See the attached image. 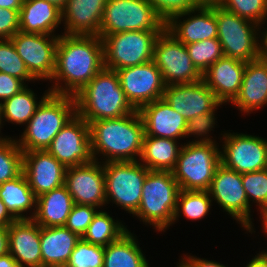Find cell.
Returning a JSON list of instances; mask_svg holds the SVG:
<instances>
[{
  "instance_id": "6da1fadb",
  "label": "cell",
  "mask_w": 267,
  "mask_h": 267,
  "mask_svg": "<svg viewBox=\"0 0 267 267\" xmlns=\"http://www.w3.org/2000/svg\"><path fill=\"white\" fill-rule=\"evenodd\" d=\"M104 68L102 39L97 35L59 34L51 93L75 96ZM65 84V85H64Z\"/></svg>"
},
{
  "instance_id": "7a4b0ae2",
  "label": "cell",
  "mask_w": 267,
  "mask_h": 267,
  "mask_svg": "<svg viewBox=\"0 0 267 267\" xmlns=\"http://www.w3.org/2000/svg\"><path fill=\"white\" fill-rule=\"evenodd\" d=\"M89 129L93 160H102L100 155L105 160L102 163L139 161L145 131L138 110L121 118L90 122Z\"/></svg>"
},
{
  "instance_id": "3957f363",
  "label": "cell",
  "mask_w": 267,
  "mask_h": 267,
  "mask_svg": "<svg viewBox=\"0 0 267 267\" xmlns=\"http://www.w3.org/2000/svg\"><path fill=\"white\" fill-rule=\"evenodd\" d=\"M77 115L88 123L124 117L136 110L127 100L116 71L103 68L75 96Z\"/></svg>"
},
{
  "instance_id": "277c9868",
  "label": "cell",
  "mask_w": 267,
  "mask_h": 267,
  "mask_svg": "<svg viewBox=\"0 0 267 267\" xmlns=\"http://www.w3.org/2000/svg\"><path fill=\"white\" fill-rule=\"evenodd\" d=\"M76 114L74 96L50 93L38 106L19 139L15 140L23 152L44 151Z\"/></svg>"
},
{
  "instance_id": "5b68a950",
  "label": "cell",
  "mask_w": 267,
  "mask_h": 267,
  "mask_svg": "<svg viewBox=\"0 0 267 267\" xmlns=\"http://www.w3.org/2000/svg\"><path fill=\"white\" fill-rule=\"evenodd\" d=\"M179 192L172 172L150 170L143 183L139 208L132 216L165 232L172 226Z\"/></svg>"
},
{
  "instance_id": "8992f818",
  "label": "cell",
  "mask_w": 267,
  "mask_h": 267,
  "mask_svg": "<svg viewBox=\"0 0 267 267\" xmlns=\"http://www.w3.org/2000/svg\"><path fill=\"white\" fill-rule=\"evenodd\" d=\"M221 164L219 145L184 143L172 173L180 190L208 191Z\"/></svg>"
},
{
  "instance_id": "52a82bcc",
  "label": "cell",
  "mask_w": 267,
  "mask_h": 267,
  "mask_svg": "<svg viewBox=\"0 0 267 267\" xmlns=\"http://www.w3.org/2000/svg\"><path fill=\"white\" fill-rule=\"evenodd\" d=\"M216 20L217 38L225 57L246 63L261 57L262 31L259 25L223 7H216Z\"/></svg>"
},
{
  "instance_id": "ba28073f",
  "label": "cell",
  "mask_w": 267,
  "mask_h": 267,
  "mask_svg": "<svg viewBox=\"0 0 267 267\" xmlns=\"http://www.w3.org/2000/svg\"><path fill=\"white\" fill-rule=\"evenodd\" d=\"M165 22L147 0H107L99 37L125 31H163Z\"/></svg>"
},
{
  "instance_id": "9c48e42d",
  "label": "cell",
  "mask_w": 267,
  "mask_h": 267,
  "mask_svg": "<svg viewBox=\"0 0 267 267\" xmlns=\"http://www.w3.org/2000/svg\"><path fill=\"white\" fill-rule=\"evenodd\" d=\"M106 205L112 202L130 214L140 205L143 183L150 170L139 161L103 162Z\"/></svg>"
},
{
  "instance_id": "30bf717a",
  "label": "cell",
  "mask_w": 267,
  "mask_h": 267,
  "mask_svg": "<svg viewBox=\"0 0 267 267\" xmlns=\"http://www.w3.org/2000/svg\"><path fill=\"white\" fill-rule=\"evenodd\" d=\"M162 31H125L102 38L104 68L119 70L153 60L154 45Z\"/></svg>"
},
{
  "instance_id": "8fae6325",
  "label": "cell",
  "mask_w": 267,
  "mask_h": 267,
  "mask_svg": "<svg viewBox=\"0 0 267 267\" xmlns=\"http://www.w3.org/2000/svg\"><path fill=\"white\" fill-rule=\"evenodd\" d=\"M152 61L162 73L166 86L202 80V74L193 65L185 44L166 29L156 39Z\"/></svg>"
},
{
  "instance_id": "7c38bea8",
  "label": "cell",
  "mask_w": 267,
  "mask_h": 267,
  "mask_svg": "<svg viewBox=\"0 0 267 267\" xmlns=\"http://www.w3.org/2000/svg\"><path fill=\"white\" fill-rule=\"evenodd\" d=\"M209 194L227 212L232 219L249 233L256 232L253 229L251 218V206L243 188L241 174L226 168L222 163L217 167L212 179Z\"/></svg>"
},
{
  "instance_id": "4fadbf2b",
  "label": "cell",
  "mask_w": 267,
  "mask_h": 267,
  "mask_svg": "<svg viewBox=\"0 0 267 267\" xmlns=\"http://www.w3.org/2000/svg\"><path fill=\"white\" fill-rule=\"evenodd\" d=\"M221 163L240 174L267 169V139L244 133H222Z\"/></svg>"
},
{
  "instance_id": "5bb4252c",
  "label": "cell",
  "mask_w": 267,
  "mask_h": 267,
  "mask_svg": "<svg viewBox=\"0 0 267 267\" xmlns=\"http://www.w3.org/2000/svg\"><path fill=\"white\" fill-rule=\"evenodd\" d=\"M59 35L32 34L18 31L11 41L29 73L37 80L51 81L56 66Z\"/></svg>"
},
{
  "instance_id": "9a60e30c",
  "label": "cell",
  "mask_w": 267,
  "mask_h": 267,
  "mask_svg": "<svg viewBox=\"0 0 267 267\" xmlns=\"http://www.w3.org/2000/svg\"><path fill=\"white\" fill-rule=\"evenodd\" d=\"M120 85L135 110L163 98L165 82L153 61L116 70Z\"/></svg>"
},
{
  "instance_id": "2e32d148",
  "label": "cell",
  "mask_w": 267,
  "mask_h": 267,
  "mask_svg": "<svg viewBox=\"0 0 267 267\" xmlns=\"http://www.w3.org/2000/svg\"><path fill=\"white\" fill-rule=\"evenodd\" d=\"M46 151L66 168L91 163L89 123L76 114L58 132Z\"/></svg>"
},
{
  "instance_id": "e0dca14e",
  "label": "cell",
  "mask_w": 267,
  "mask_h": 267,
  "mask_svg": "<svg viewBox=\"0 0 267 267\" xmlns=\"http://www.w3.org/2000/svg\"><path fill=\"white\" fill-rule=\"evenodd\" d=\"M64 185L74 204L97 208L106 204L105 175L100 161L67 168Z\"/></svg>"
},
{
  "instance_id": "ac0fdd59",
  "label": "cell",
  "mask_w": 267,
  "mask_h": 267,
  "mask_svg": "<svg viewBox=\"0 0 267 267\" xmlns=\"http://www.w3.org/2000/svg\"><path fill=\"white\" fill-rule=\"evenodd\" d=\"M66 170L46 150L23 152V173L36 197L64 185Z\"/></svg>"
},
{
  "instance_id": "d6986e66",
  "label": "cell",
  "mask_w": 267,
  "mask_h": 267,
  "mask_svg": "<svg viewBox=\"0 0 267 267\" xmlns=\"http://www.w3.org/2000/svg\"><path fill=\"white\" fill-rule=\"evenodd\" d=\"M163 99L186 121L212 111L220 102L203 80L165 87Z\"/></svg>"
},
{
  "instance_id": "ffe728a7",
  "label": "cell",
  "mask_w": 267,
  "mask_h": 267,
  "mask_svg": "<svg viewBox=\"0 0 267 267\" xmlns=\"http://www.w3.org/2000/svg\"><path fill=\"white\" fill-rule=\"evenodd\" d=\"M165 29L185 45L217 38L216 8H195L173 16Z\"/></svg>"
},
{
  "instance_id": "44dd1931",
  "label": "cell",
  "mask_w": 267,
  "mask_h": 267,
  "mask_svg": "<svg viewBox=\"0 0 267 267\" xmlns=\"http://www.w3.org/2000/svg\"><path fill=\"white\" fill-rule=\"evenodd\" d=\"M245 66L244 61L224 56L202 74V80L220 103H232L240 92Z\"/></svg>"
},
{
  "instance_id": "7402d4cb",
  "label": "cell",
  "mask_w": 267,
  "mask_h": 267,
  "mask_svg": "<svg viewBox=\"0 0 267 267\" xmlns=\"http://www.w3.org/2000/svg\"><path fill=\"white\" fill-rule=\"evenodd\" d=\"M139 113L144 122V135L172 140L185 139L187 121L163 98L144 105Z\"/></svg>"
},
{
  "instance_id": "603a6c76",
  "label": "cell",
  "mask_w": 267,
  "mask_h": 267,
  "mask_svg": "<svg viewBox=\"0 0 267 267\" xmlns=\"http://www.w3.org/2000/svg\"><path fill=\"white\" fill-rule=\"evenodd\" d=\"M9 254L21 267H42L40 226L33 219H18L8 227Z\"/></svg>"
},
{
  "instance_id": "cb8c5ba5",
  "label": "cell",
  "mask_w": 267,
  "mask_h": 267,
  "mask_svg": "<svg viewBox=\"0 0 267 267\" xmlns=\"http://www.w3.org/2000/svg\"><path fill=\"white\" fill-rule=\"evenodd\" d=\"M107 0H68L62 10L66 35H97Z\"/></svg>"
},
{
  "instance_id": "d4e9b609",
  "label": "cell",
  "mask_w": 267,
  "mask_h": 267,
  "mask_svg": "<svg viewBox=\"0 0 267 267\" xmlns=\"http://www.w3.org/2000/svg\"><path fill=\"white\" fill-rule=\"evenodd\" d=\"M248 114L267 106V60L260 57L246 63L241 89L231 103Z\"/></svg>"
},
{
  "instance_id": "484cf974",
  "label": "cell",
  "mask_w": 267,
  "mask_h": 267,
  "mask_svg": "<svg viewBox=\"0 0 267 267\" xmlns=\"http://www.w3.org/2000/svg\"><path fill=\"white\" fill-rule=\"evenodd\" d=\"M80 239L65 226L40 227L42 267H65Z\"/></svg>"
},
{
  "instance_id": "4316f807",
  "label": "cell",
  "mask_w": 267,
  "mask_h": 267,
  "mask_svg": "<svg viewBox=\"0 0 267 267\" xmlns=\"http://www.w3.org/2000/svg\"><path fill=\"white\" fill-rule=\"evenodd\" d=\"M61 22L62 11L55 5L45 0H23L19 11V31L56 35L55 29Z\"/></svg>"
},
{
  "instance_id": "83f0119b",
  "label": "cell",
  "mask_w": 267,
  "mask_h": 267,
  "mask_svg": "<svg viewBox=\"0 0 267 267\" xmlns=\"http://www.w3.org/2000/svg\"><path fill=\"white\" fill-rule=\"evenodd\" d=\"M74 205L65 185L36 197L33 220L40 227L65 226Z\"/></svg>"
},
{
  "instance_id": "f1b7e54d",
  "label": "cell",
  "mask_w": 267,
  "mask_h": 267,
  "mask_svg": "<svg viewBox=\"0 0 267 267\" xmlns=\"http://www.w3.org/2000/svg\"><path fill=\"white\" fill-rule=\"evenodd\" d=\"M178 144L177 140L144 135L139 162L148 170L172 172L182 147Z\"/></svg>"
},
{
  "instance_id": "f546056e",
  "label": "cell",
  "mask_w": 267,
  "mask_h": 267,
  "mask_svg": "<svg viewBox=\"0 0 267 267\" xmlns=\"http://www.w3.org/2000/svg\"><path fill=\"white\" fill-rule=\"evenodd\" d=\"M0 199L16 220L33 218L36 211V196L31 190L24 173L0 185ZM30 211L32 213L27 216V212Z\"/></svg>"
},
{
  "instance_id": "4dcf8cb0",
  "label": "cell",
  "mask_w": 267,
  "mask_h": 267,
  "mask_svg": "<svg viewBox=\"0 0 267 267\" xmlns=\"http://www.w3.org/2000/svg\"><path fill=\"white\" fill-rule=\"evenodd\" d=\"M138 239L129 230L104 247L103 267H147Z\"/></svg>"
},
{
  "instance_id": "1f68e13d",
  "label": "cell",
  "mask_w": 267,
  "mask_h": 267,
  "mask_svg": "<svg viewBox=\"0 0 267 267\" xmlns=\"http://www.w3.org/2000/svg\"><path fill=\"white\" fill-rule=\"evenodd\" d=\"M50 93L48 88L38 102L37 95L26 85L18 93L1 103L3 123L6 121L16 125L27 124L38 106Z\"/></svg>"
},
{
  "instance_id": "d6a6232c",
  "label": "cell",
  "mask_w": 267,
  "mask_h": 267,
  "mask_svg": "<svg viewBox=\"0 0 267 267\" xmlns=\"http://www.w3.org/2000/svg\"><path fill=\"white\" fill-rule=\"evenodd\" d=\"M128 231L119 220L113 219L106 211L101 209L94 215L82 239L94 245L107 246L118 240Z\"/></svg>"
},
{
  "instance_id": "836d02e7",
  "label": "cell",
  "mask_w": 267,
  "mask_h": 267,
  "mask_svg": "<svg viewBox=\"0 0 267 267\" xmlns=\"http://www.w3.org/2000/svg\"><path fill=\"white\" fill-rule=\"evenodd\" d=\"M209 191L180 190L173 223L183 214L188 220H200L208 215L212 206Z\"/></svg>"
},
{
  "instance_id": "e575fe53",
  "label": "cell",
  "mask_w": 267,
  "mask_h": 267,
  "mask_svg": "<svg viewBox=\"0 0 267 267\" xmlns=\"http://www.w3.org/2000/svg\"><path fill=\"white\" fill-rule=\"evenodd\" d=\"M23 173V151L15 138H0V185Z\"/></svg>"
},
{
  "instance_id": "d590c367",
  "label": "cell",
  "mask_w": 267,
  "mask_h": 267,
  "mask_svg": "<svg viewBox=\"0 0 267 267\" xmlns=\"http://www.w3.org/2000/svg\"><path fill=\"white\" fill-rule=\"evenodd\" d=\"M193 65L203 74L213 63L224 57L218 38L205 39L185 45Z\"/></svg>"
},
{
  "instance_id": "8d00e7d4",
  "label": "cell",
  "mask_w": 267,
  "mask_h": 267,
  "mask_svg": "<svg viewBox=\"0 0 267 267\" xmlns=\"http://www.w3.org/2000/svg\"><path fill=\"white\" fill-rule=\"evenodd\" d=\"M0 72L26 81H34L35 78L29 73L26 64L18 55L11 39H0Z\"/></svg>"
},
{
  "instance_id": "74e56055",
  "label": "cell",
  "mask_w": 267,
  "mask_h": 267,
  "mask_svg": "<svg viewBox=\"0 0 267 267\" xmlns=\"http://www.w3.org/2000/svg\"><path fill=\"white\" fill-rule=\"evenodd\" d=\"M249 205L257 203L260 214L267 210V169L241 174Z\"/></svg>"
},
{
  "instance_id": "f35d334b",
  "label": "cell",
  "mask_w": 267,
  "mask_h": 267,
  "mask_svg": "<svg viewBox=\"0 0 267 267\" xmlns=\"http://www.w3.org/2000/svg\"><path fill=\"white\" fill-rule=\"evenodd\" d=\"M222 7L260 27L267 20V0H224Z\"/></svg>"
},
{
  "instance_id": "ab89813d",
  "label": "cell",
  "mask_w": 267,
  "mask_h": 267,
  "mask_svg": "<svg viewBox=\"0 0 267 267\" xmlns=\"http://www.w3.org/2000/svg\"><path fill=\"white\" fill-rule=\"evenodd\" d=\"M223 105V103H219L212 111L208 113H203L201 115H197L193 117L191 120L187 121L186 124V134L185 138L195 137L197 139H193L192 141H188V143H210V144H218L215 139L213 140L211 131H214L212 128H215L216 120V112L219 106ZM216 111V112H215ZM216 122V123H215ZM209 134V135H208ZM192 135V136H191ZM210 136V137H209Z\"/></svg>"
},
{
  "instance_id": "60d3db41",
  "label": "cell",
  "mask_w": 267,
  "mask_h": 267,
  "mask_svg": "<svg viewBox=\"0 0 267 267\" xmlns=\"http://www.w3.org/2000/svg\"><path fill=\"white\" fill-rule=\"evenodd\" d=\"M104 247L84 241L76 243L65 267H103Z\"/></svg>"
},
{
  "instance_id": "b9f144b4",
  "label": "cell",
  "mask_w": 267,
  "mask_h": 267,
  "mask_svg": "<svg viewBox=\"0 0 267 267\" xmlns=\"http://www.w3.org/2000/svg\"><path fill=\"white\" fill-rule=\"evenodd\" d=\"M97 209L99 210V208L89 205L74 204L65 227L82 238L89 224L92 222L94 215L97 213Z\"/></svg>"
},
{
  "instance_id": "7bdbcfd3",
  "label": "cell",
  "mask_w": 267,
  "mask_h": 267,
  "mask_svg": "<svg viewBox=\"0 0 267 267\" xmlns=\"http://www.w3.org/2000/svg\"><path fill=\"white\" fill-rule=\"evenodd\" d=\"M166 23L173 16L195 9L193 0H147Z\"/></svg>"
},
{
  "instance_id": "ee69618b",
  "label": "cell",
  "mask_w": 267,
  "mask_h": 267,
  "mask_svg": "<svg viewBox=\"0 0 267 267\" xmlns=\"http://www.w3.org/2000/svg\"><path fill=\"white\" fill-rule=\"evenodd\" d=\"M19 31V12L0 8V39H11Z\"/></svg>"
},
{
  "instance_id": "f6af8a7d",
  "label": "cell",
  "mask_w": 267,
  "mask_h": 267,
  "mask_svg": "<svg viewBox=\"0 0 267 267\" xmlns=\"http://www.w3.org/2000/svg\"><path fill=\"white\" fill-rule=\"evenodd\" d=\"M26 85L21 79L0 72V102L11 98Z\"/></svg>"
},
{
  "instance_id": "bcb514c9",
  "label": "cell",
  "mask_w": 267,
  "mask_h": 267,
  "mask_svg": "<svg viewBox=\"0 0 267 267\" xmlns=\"http://www.w3.org/2000/svg\"><path fill=\"white\" fill-rule=\"evenodd\" d=\"M186 257L181 258V262L186 266V267H226L225 265L213 261V260H207L204 258H199L196 256H191V255H185ZM228 267V265H227Z\"/></svg>"
},
{
  "instance_id": "7dc6e473",
  "label": "cell",
  "mask_w": 267,
  "mask_h": 267,
  "mask_svg": "<svg viewBox=\"0 0 267 267\" xmlns=\"http://www.w3.org/2000/svg\"><path fill=\"white\" fill-rule=\"evenodd\" d=\"M16 219L9 213L6 205L0 199V227H9Z\"/></svg>"
},
{
  "instance_id": "c3c4849f",
  "label": "cell",
  "mask_w": 267,
  "mask_h": 267,
  "mask_svg": "<svg viewBox=\"0 0 267 267\" xmlns=\"http://www.w3.org/2000/svg\"><path fill=\"white\" fill-rule=\"evenodd\" d=\"M9 254L8 227H0V257Z\"/></svg>"
},
{
  "instance_id": "681fc988",
  "label": "cell",
  "mask_w": 267,
  "mask_h": 267,
  "mask_svg": "<svg viewBox=\"0 0 267 267\" xmlns=\"http://www.w3.org/2000/svg\"><path fill=\"white\" fill-rule=\"evenodd\" d=\"M245 267H267V249L259 251Z\"/></svg>"
},
{
  "instance_id": "f907efd6",
  "label": "cell",
  "mask_w": 267,
  "mask_h": 267,
  "mask_svg": "<svg viewBox=\"0 0 267 267\" xmlns=\"http://www.w3.org/2000/svg\"><path fill=\"white\" fill-rule=\"evenodd\" d=\"M196 8L222 7L224 0H193Z\"/></svg>"
},
{
  "instance_id": "816d5d0a",
  "label": "cell",
  "mask_w": 267,
  "mask_h": 267,
  "mask_svg": "<svg viewBox=\"0 0 267 267\" xmlns=\"http://www.w3.org/2000/svg\"><path fill=\"white\" fill-rule=\"evenodd\" d=\"M23 0H0V8L20 11Z\"/></svg>"
},
{
  "instance_id": "f5cc1de1",
  "label": "cell",
  "mask_w": 267,
  "mask_h": 267,
  "mask_svg": "<svg viewBox=\"0 0 267 267\" xmlns=\"http://www.w3.org/2000/svg\"><path fill=\"white\" fill-rule=\"evenodd\" d=\"M0 267H21L15 259L7 254L5 256L0 257Z\"/></svg>"
},
{
  "instance_id": "db71d44e",
  "label": "cell",
  "mask_w": 267,
  "mask_h": 267,
  "mask_svg": "<svg viewBox=\"0 0 267 267\" xmlns=\"http://www.w3.org/2000/svg\"><path fill=\"white\" fill-rule=\"evenodd\" d=\"M262 39H261V57L267 60V28L262 27Z\"/></svg>"
},
{
  "instance_id": "11a10c76",
  "label": "cell",
  "mask_w": 267,
  "mask_h": 267,
  "mask_svg": "<svg viewBox=\"0 0 267 267\" xmlns=\"http://www.w3.org/2000/svg\"><path fill=\"white\" fill-rule=\"evenodd\" d=\"M45 1L55 5L57 8H59L62 11L64 7L66 6L68 0H45Z\"/></svg>"
},
{
  "instance_id": "9f6ffc18",
  "label": "cell",
  "mask_w": 267,
  "mask_h": 267,
  "mask_svg": "<svg viewBox=\"0 0 267 267\" xmlns=\"http://www.w3.org/2000/svg\"><path fill=\"white\" fill-rule=\"evenodd\" d=\"M260 217L262 218V228H263V232L267 235V210L263 211L260 214Z\"/></svg>"
},
{
  "instance_id": "6f0895ef",
  "label": "cell",
  "mask_w": 267,
  "mask_h": 267,
  "mask_svg": "<svg viewBox=\"0 0 267 267\" xmlns=\"http://www.w3.org/2000/svg\"><path fill=\"white\" fill-rule=\"evenodd\" d=\"M3 127V117H2V105L0 102V138H2L3 135H1V128Z\"/></svg>"
},
{
  "instance_id": "680465c9",
  "label": "cell",
  "mask_w": 267,
  "mask_h": 267,
  "mask_svg": "<svg viewBox=\"0 0 267 267\" xmlns=\"http://www.w3.org/2000/svg\"><path fill=\"white\" fill-rule=\"evenodd\" d=\"M178 264H177V267H186L180 260H179V263Z\"/></svg>"
}]
</instances>
